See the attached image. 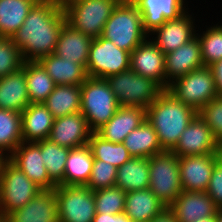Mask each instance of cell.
Listing matches in <instances>:
<instances>
[{
	"label": "cell",
	"mask_w": 222,
	"mask_h": 222,
	"mask_svg": "<svg viewBox=\"0 0 222 222\" xmlns=\"http://www.w3.org/2000/svg\"><path fill=\"white\" fill-rule=\"evenodd\" d=\"M149 189L166 207L183 191L180 181L179 157L164 150L149 158Z\"/></svg>",
	"instance_id": "7"
},
{
	"label": "cell",
	"mask_w": 222,
	"mask_h": 222,
	"mask_svg": "<svg viewBox=\"0 0 222 222\" xmlns=\"http://www.w3.org/2000/svg\"><path fill=\"white\" fill-rule=\"evenodd\" d=\"M35 143L40 147L42 160L50 180L56 186H64L65 164L70 148L57 145L49 139H44Z\"/></svg>",
	"instance_id": "34"
},
{
	"label": "cell",
	"mask_w": 222,
	"mask_h": 222,
	"mask_svg": "<svg viewBox=\"0 0 222 222\" xmlns=\"http://www.w3.org/2000/svg\"><path fill=\"white\" fill-rule=\"evenodd\" d=\"M210 67L214 74L216 91L219 96H222V60L215 62Z\"/></svg>",
	"instance_id": "44"
},
{
	"label": "cell",
	"mask_w": 222,
	"mask_h": 222,
	"mask_svg": "<svg viewBox=\"0 0 222 222\" xmlns=\"http://www.w3.org/2000/svg\"><path fill=\"white\" fill-rule=\"evenodd\" d=\"M216 156L218 163L222 166V144L218 146Z\"/></svg>",
	"instance_id": "47"
},
{
	"label": "cell",
	"mask_w": 222,
	"mask_h": 222,
	"mask_svg": "<svg viewBox=\"0 0 222 222\" xmlns=\"http://www.w3.org/2000/svg\"><path fill=\"white\" fill-rule=\"evenodd\" d=\"M197 114L209 126L216 142L222 144V96H217L202 107Z\"/></svg>",
	"instance_id": "41"
},
{
	"label": "cell",
	"mask_w": 222,
	"mask_h": 222,
	"mask_svg": "<svg viewBox=\"0 0 222 222\" xmlns=\"http://www.w3.org/2000/svg\"><path fill=\"white\" fill-rule=\"evenodd\" d=\"M43 104L54 119L80 112L81 85H56Z\"/></svg>",
	"instance_id": "31"
},
{
	"label": "cell",
	"mask_w": 222,
	"mask_h": 222,
	"mask_svg": "<svg viewBox=\"0 0 222 222\" xmlns=\"http://www.w3.org/2000/svg\"><path fill=\"white\" fill-rule=\"evenodd\" d=\"M59 222H92L95 213L94 191L87 186L55 187Z\"/></svg>",
	"instance_id": "11"
},
{
	"label": "cell",
	"mask_w": 222,
	"mask_h": 222,
	"mask_svg": "<svg viewBox=\"0 0 222 222\" xmlns=\"http://www.w3.org/2000/svg\"><path fill=\"white\" fill-rule=\"evenodd\" d=\"M117 168L105 161L94 159L90 179L87 187L92 191L114 187Z\"/></svg>",
	"instance_id": "40"
},
{
	"label": "cell",
	"mask_w": 222,
	"mask_h": 222,
	"mask_svg": "<svg viewBox=\"0 0 222 222\" xmlns=\"http://www.w3.org/2000/svg\"><path fill=\"white\" fill-rule=\"evenodd\" d=\"M149 158H134L117 169L115 186L132 192L149 188Z\"/></svg>",
	"instance_id": "29"
},
{
	"label": "cell",
	"mask_w": 222,
	"mask_h": 222,
	"mask_svg": "<svg viewBox=\"0 0 222 222\" xmlns=\"http://www.w3.org/2000/svg\"><path fill=\"white\" fill-rule=\"evenodd\" d=\"M39 0H0V37L11 38Z\"/></svg>",
	"instance_id": "32"
},
{
	"label": "cell",
	"mask_w": 222,
	"mask_h": 222,
	"mask_svg": "<svg viewBox=\"0 0 222 222\" xmlns=\"http://www.w3.org/2000/svg\"><path fill=\"white\" fill-rule=\"evenodd\" d=\"M194 222H216L215 216L213 217H205V218H200Z\"/></svg>",
	"instance_id": "48"
},
{
	"label": "cell",
	"mask_w": 222,
	"mask_h": 222,
	"mask_svg": "<svg viewBox=\"0 0 222 222\" xmlns=\"http://www.w3.org/2000/svg\"><path fill=\"white\" fill-rule=\"evenodd\" d=\"M122 0H72L62 5L66 23L92 39L102 35L105 23Z\"/></svg>",
	"instance_id": "5"
},
{
	"label": "cell",
	"mask_w": 222,
	"mask_h": 222,
	"mask_svg": "<svg viewBox=\"0 0 222 222\" xmlns=\"http://www.w3.org/2000/svg\"><path fill=\"white\" fill-rule=\"evenodd\" d=\"M22 142L21 113L0 108V150L9 157Z\"/></svg>",
	"instance_id": "35"
},
{
	"label": "cell",
	"mask_w": 222,
	"mask_h": 222,
	"mask_svg": "<svg viewBox=\"0 0 222 222\" xmlns=\"http://www.w3.org/2000/svg\"><path fill=\"white\" fill-rule=\"evenodd\" d=\"M168 208L178 222H194L200 218L213 217L218 210L206 191H182Z\"/></svg>",
	"instance_id": "21"
},
{
	"label": "cell",
	"mask_w": 222,
	"mask_h": 222,
	"mask_svg": "<svg viewBox=\"0 0 222 222\" xmlns=\"http://www.w3.org/2000/svg\"><path fill=\"white\" fill-rule=\"evenodd\" d=\"M123 144L134 158H150L164 151L147 119L125 137Z\"/></svg>",
	"instance_id": "30"
},
{
	"label": "cell",
	"mask_w": 222,
	"mask_h": 222,
	"mask_svg": "<svg viewBox=\"0 0 222 222\" xmlns=\"http://www.w3.org/2000/svg\"><path fill=\"white\" fill-rule=\"evenodd\" d=\"M92 131L81 112L54 119L49 140L67 148H77L88 144Z\"/></svg>",
	"instance_id": "18"
},
{
	"label": "cell",
	"mask_w": 222,
	"mask_h": 222,
	"mask_svg": "<svg viewBox=\"0 0 222 222\" xmlns=\"http://www.w3.org/2000/svg\"><path fill=\"white\" fill-rule=\"evenodd\" d=\"M25 77L30 103H43L56 86L38 61H25Z\"/></svg>",
	"instance_id": "33"
},
{
	"label": "cell",
	"mask_w": 222,
	"mask_h": 222,
	"mask_svg": "<svg viewBox=\"0 0 222 222\" xmlns=\"http://www.w3.org/2000/svg\"><path fill=\"white\" fill-rule=\"evenodd\" d=\"M0 222H8L7 217L0 213Z\"/></svg>",
	"instance_id": "51"
},
{
	"label": "cell",
	"mask_w": 222,
	"mask_h": 222,
	"mask_svg": "<svg viewBox=\"0 0 222 222\" xmlns=\"http://www.w3.org/2000/svg\"><path fill=\"white\" fill-rule=\"evenodd\" d=\"M29 104L24 62L20 70L0 78V108L21 113Z\"/></svg>",
	"instance_id": "25"
},
{
	"label": "cell",
	"mask_w": 222,
	"mask_h": 222,
	"mask_svg": "<svg viewBox=\"0 0 222 222\" xmlns=\"http://www.w3.org/2000/svg\"><path fill=\"white\" fill-rule=\"evenodd\" d=\"M197 112L164 90L146 109V119L155 130L163 150L172 151Z\"/></svg>",
	"instance_id": "2"
},
{
	"label": "cell",
	"mask_w": 222,
	"mask_h": 222,
	"mask_svg": "<svg viewBox=\"0 0 222 222\" xmlns=\"http://www.w3.org/2000/svg\"><path fill=\"white\" fill-rule=\"evenodd\" d=\"M101 36L129 53L149 37L143 29L141 13L131 0H122L117 5Z\"/></svg>",
	"instance_id": "3"
},
{
	"label": "cell",
	"mask_w": 222,
	"mask_h": 222,
	"mask_svg": "<svg viewBox=\"0 0 222 222\" xmlns=\"http://www.w3.org/2000/svg\"><path fill=\"white\" fill-rule=\"evenodd\" d=\"M120 106H138L145 110L164 89L153 79L127 70L106 78Z\"/></svg>",
	"instance_id": "6"
},
{
	"label": "cell",
	"mask_w": 222,
	"mask_h": 222,
	"mask_svg": "<svg viewBox=\"0 0 222 222\" xmlns=\"http://www.w3.org/2000/svg\"><path fill=\"white\" fill-rule=\"evenodd\" d=\"M6 217L8 222H59L55 189L40 191L25 206Z\"/></svg>",
	"instance_id": "20"
},
{
	"label": "cell",
	"mask_w": 222,
	"mask_h": 222,
	"mask_svg": "<svg viewBox=\"0 0 222 222\" xmlns=\"http://www.w3.org/2000/svg\"><path fill=\"white\" fill-rule=\"evenodd\" d=\"M119 107L106 79L88 76L81 84L80 112L86 118L92 132L106 124Z\"/></svg>",
	"instance_id": "4"
},
{
	"label": "cell",
	"mask_w": 222,
	"mask_h": 222,
	"mask_svg": "<svg viewBox=\"0 0 222 222\" xmlns=\"http://www.w3.org/2000/svg\"><path fill=\"white\" fill-rule=\"evenodd\" d=\"M54 118L43 103H30L21 112L23 142L48 139Z\"/></svg>",
	"instance_id": "23"
},
{
	"label": "cell",
	"mask_w": 222,
	"mask_h": 222,
	"mask_svg": "<svg viewBox=\"0 0 222 222\" xmlns=\"http://www.w3.org/2000/svg\"><path fill=\"white\" fill-rule=\"evenodd\" d=\"M149 222H178L175 214L167 207L162 213L154 217Z\"/></svg>",
	"instance_id": "45"
},
{
	"label": "cell",
	"mask_w": 222,
	"mask_h": 222,
	"mask_svg": "<svg viewBox=\"0 0 222 222\" xmlns=\"http://www.w3.org/2000/svg\"><path fill=\"white\" fill-rule=\"evenodd\" d=\"M93 162V154L88 144L70 149L65 164L64 186H86Z\"/></svg>",
	"instance_id": "28"
},
{
	"label": "cell",
	"mask_w": 222,
	"mask_h": 222,
	"mask_svg": "<svg viewBox=\"0 0 222 222\" xmlns=\"http://www.w3.org/2000/svg\"><path fill=\"white\" fill-rule=\"evenodd\" d=\"M146 119V110L138 106H120L114 116L96 133L113 143H123L125 137Z\"/></svg>",
	"instance_id": "22"
},
{
	"label": "cell",
	"mask_w": 222,
	"mask_h": 222,
	"mask_svg": "<svg viewBox=\"0 0 222 222\" xmlns=\"http://www.w3.org/2000/svg\"><path fill=\"white\" fill-rule=\"evenodd\" d=\"M206 193L218 209L222 208V166L219 163L213 168Z\"/></svg>",
	"instance_id": "42"
},
{
	"label": "cell",
	"mask_w": 222,
	"mask_h": 222,
	"mask_svg": "<svg viewBox=\"0 0 222 222\" xmlns=\"http://www.w3.org/2000/svg\"><path fill=\"white\" fill-rule=\"evenodd\" d=\"M9 160L42 190L55 189L56 185L50 180L43 163L40 147L35 142H22Z\"/></svg>",
	"instance_id": "15"
},
{
	"label": "cell",
	"mask_w": 222,
	"mask_h": 222,
	"mask_svg": "<svg viewBox=\"0 0 222 222\" xmlns=\"http://www.w3.org/2000/svg\"><path fill=\"white\" fill-rule=\"evenodd\" d=\"M139 9L144 31L150 35L166 20H175L188 9L185 0H131Z\"/></svg>",
	"instance_id": "19"
},
{
	"label": "cell",
	"mask_w": 222,
	"mask_h": 222,
	"mask_svg": "<svg viewBox=\"0 0 222 222\" xmlns=\"http://www.w3.org/2000/svg\"><path fill=\"white\" fill-rule=\"evenodd\" d=\"M88 146L94 159L110 163L117 169L132 158L123 143L107 141L96 132L91 133Z\"/></svg>",
	"instance_id": "36"
},
{
	"label": "cell",
	"mask_w": 222,
	"mask_h": 222,
	"mask_svg": "<svg viewBox=\"0 0 222 222\" xmlns=\"http://www.w3.org/2000/svg\"><path fill=\"white\" fill-rule=\"evenodd\" d=\"M92 38L73 29L65 23L59 34L54 54L66 60H73L86 68Z\"/></svg>",
	"instance_id": "24"
},
{
	"label": "cell",
	"mask_w": 222,
	"mask_h": 222,
	"mask_svg": "<svg viewBox=\"0 0 222 222\" xmlns=\"http://www.w3.org/2000/svg\"><path fill=\"white\" fill-rule=\"evenodd\" d=\"M53 1L58 2L59 4L63 5V4H65L69 1H72V0H53Z\"/></svg>",
	"instance_id": "50"
},
{
	"label": "cell",
	"mask_w": 222,
	"mask_h": 222,
	"mask_svg": "<svg viewBox=\"0 0 222 222\" xmlns=\"http://www.w3.org/2000/svg\"><path fill=\"white\" fill-rule=\"evenodd\" d=\"M24 62L20 49L12 39L0 37V78L20 70Z\"/></svg>",
	"instance_id": "39"
},
{
	"label": "cell",
	"mask_w": 222,
	"mask_h": 222,
	"mask_svg": "<svg viewBox=\"0 0 222 222\" xmlns=\"http://www.w3.org/2000/svg\"><path fill=\"white\" fill-rule=\"evenodd\" d=\"M216 154L179 157L180 181L183 191H206L214 166Z\"/></svg>",
	"instance_id": "13"
},
{
	"label": "cell",
	"mask_w": 222,
	"mask_h": 222,
	"mask_svg": "<svg viewBox=\"0 0 222 222\" xmlns=\"http://www.w3.org/2000/svg\"><path fill=\"white\" fill-rule=\"evenodd\" d=\"M125 196L126 192L116 186L94 191L96 213H123Z\"/></svg>",
	"instance_id": "38"
},
{
	"label": "cell",
	"mask_w": 222,
	"mask_h": 222,
	"mask_svg": "<svg viewBox=\"0 0 222 222\" xmlns=\"http://www.w3.org/2000/svg\"><path fill=\"white\" fill-rule=\"evenodd\" d=\"M203 33H196L201 45V57L204 66L210 67L215 62L222 60V27L213 25L206 28Z\"/></svg>",
	"instance_id": "37"
},
{
	"label": "cell",
	"mask_w": 222,
	"mask_h": 222,
	"mask_svg": "<svg viewBox=\"0 0 222 222\" xmlns=\"http://www.w3.org/2000/svg\"><path fill=\"white\" fill-rule=\"evenodd\" d=\"M38 62L56 85H81L88 77L86 68L52 53L41 57Z\"/></svg>",
	"instance_id": "27"
},
{
	"label": "cell",
	"mask_w": 222,
	"mask_h": 222,
	"mask_svg": "<svg viewBox=\"0 0 222 222\" xmlns=\"http://www.w3.org/2000/svg\"><path fill=\"white\" fill-rule=\"evenodd\" d=\"M167 91L196 112L218 96L211 67L203 66L175 79Z\"/></svg>",
	"instance_id": "8"
},
{
	"label": "cell",
	"mask_w": 222,
	"mask_h": 222,
	"mask_svg": "<svg viewBox=\"0 0 222 222\" xmlns=\"http://www.w3.org/2000/svg\"><path fill=\"white\" fill-rule=\"evenodd\" d=\"M203 66L201 45L195 36L176 50L165 54V90L175 79Z\"/></svg>",
	"instance_id": "17"
},
{
	"label": "cell",
	"mask_w": 222,
	"mask_h": 222,
	"mask_svg": "<svg viewBox=\"0 0 222 222\" xmlns=\"http://www.w3.org/2000/svg\"><path fill=\"white\" fill-rule=\"evenodd\" d=\"M130 69V53L99 36L92 39L86 72L89 77L104 78Z\"/></svg>",
	"instance_id": "10"
},
{
	"label": "cell",
	"mask_w": 222,
	"mask_h": 222,
	"mask_svg": "<svg viewBox=\"0 0 222 222\" xmlns=\"http://www.w3.org/2000/svg\"><path fill=\"white\" fill-rule=\"evenodd\" d=\"M215 218L216 222H222V208L217 210Z\"/></svg>",
	"instance_id": "49"
},
{
	"label": "cell",
	"mask_w": 222,
	"mask_h": 222,
	"mask_svg": "<svg viewBox=\"0 0 222 222\" xmlns=\"http://www.w3.org/2000/svg\"><path fill=\"white\" fill-rule=\"evenodd\" d=\"M130 70L153 79L165 90V54L151 38L148 37L130 53Z\"/></svg>",
	"instance_id": "16"
},
{
	"label": "cell",
	"mask_w": 222,
	"mask_h": 222,
	"mask_svg": "<svg viewBox=\"0 0 222 222\" xmlns=\"http://www.w3.org/2000/svg\"><path fill=\"white\" fill-rule=\"evenodd\" d=\"M218 146L209 126L197 114L182 132L172 152L178 157L216 154Z\"/></svg>",
	"instance_id": "12"
},
{
	"label": "cell",
	"mask_w": 222,
	"mask_h": 222,
	"mask_svg": "<svg viewBox=\"0 0 222 222\" xmlns=\"http://www.w3.org/2000/svg\"><path fill=\"white\" fill-rule=\"evenodd\" d=\"M92 222H132L131 219L123 212L119 214L95 213Z\"/></svg>",
	"instance_id": "43"
},
{
	"label": "cell",
	"mask_w": 222,
	"mask_h": 222,
	"mask_svg": "<svg viewBox=\"0 0 222 222\" xmlns=\"http://www.w3.org/2000/svg\"><path fill=\"white\" fill-rule=\"evenodd\" d=\"M65 23L61 4L53 0H39L11 39L20 49L24 61H38L54 53Z\"/></svg>",
	"instance_id": "1"
},
{
	"label": "cell",
	"mask_w": 222,
	"mask_h": 222,
	"mask_svg": "<svg viewBox=\"0 0 222 222\" xmlns=\"http://www.w3.org/2000/svg\"><path fill=\"white\" fill-rule=\"evenodd\" d=\"M40 191L42 189L8 159L0 177V213L7 216L25 206Z\"/></svg>",
	"instance_id": "9"
},
{
	"label": "cell",
	"mask_w": 222,
	"mask_h": 222,
	"mask_svg": "<svg viewBox=\"0 0 222 222\" xmlns=\"http://www.w3.org/2000/svg\"><path fill=\"white\" fill-rule=\"evenodd\" d=\"M8 159H9V157L0 150V177H1V172H2V169H3L4 163Z\"/></svg>",
	"instance_id": "46"
},
{
	"label": "cell",
	"mask_w": 222,
	"mask_h": 222,
	"mask_svg": "<svg viewBox=\"0 0 222 222\" xmlns=\"http://www.w3.org/2000/svg\"><path fill=\"white\" fill-rule=\"evenodd\" d=\"M166 208L149 188L126 193L124 213L132 222H149Z\"/></svg>",
	"instance_id": "26"
},
{
	"label": "cell",
	"mask_w": 222,
	"mask_h": 222,
	"mask_svg": "<svg viewBox=\"0 0 222 222\" xmlns=\"http://www.w3.org/2000/svg\"><path fill=\"white\" fill-rule=\"evenodd\" d=\"M186 11L178 19L166 20L160 27L150 33L152 42L164 53L167 54L176 50L183 44L189 42L196 36L194 17Z\"/></svg>",
	"instance_id": "14"
}]
</instances>
